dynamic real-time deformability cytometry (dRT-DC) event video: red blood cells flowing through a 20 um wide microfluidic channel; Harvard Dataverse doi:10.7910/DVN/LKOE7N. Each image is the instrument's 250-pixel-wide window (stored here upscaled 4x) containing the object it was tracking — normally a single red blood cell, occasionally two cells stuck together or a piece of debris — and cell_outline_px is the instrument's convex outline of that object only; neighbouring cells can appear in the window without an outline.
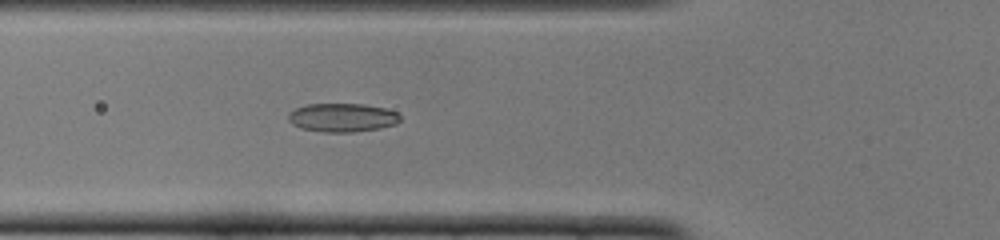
{"species": "common noctule bat (a hibernating species)", "species_latin": "Nyctalus noctula", "temperature_condition": "cold", "stored_images_in_passage": 42, "camera_frame_rate_fps": 3000, "um_per_image_px": 0.085, "animal": {"sex": "female", "body_mass_g": 22.0, "forearm_length_mm": 56.7}, "frame": {"image": 1, "passage_image": 9, "time_ms": 2.667, "image_size_px": [1000, 240], "cell_outline_px": [[400, 120], [396, 124], [380, 128], [352, 132], [324, 132], [300, 128], [292, 124], [288, 120], [288, 112], [296, 108], [308, 104], [364, 104], [384, 108], [396, 112], [400, 116]], "centroid_in_image_um": [29.07, 9.99], "position_along_channel_um": 96.7, "area_um2": 18.67}}
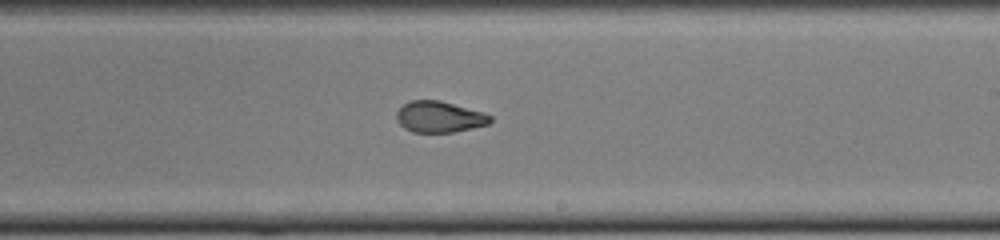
{"frame": {"image": 2, "passage_image": 21, "time_ms": 6.667, "image_size_px": [1000, 240], "cell_outline_px": [[492, 120], [488, 124], [472, 128], [452, 132], [412, 132], [404, 128], [396, 120], [396, 112], [404, 104], [412, 100], [440, 100], [484, 112], [492, 116]], "centroid_in_image_um": [37.35, 9.93], "position_along_channel_um": 251.7, "area_um2": 17.05}}
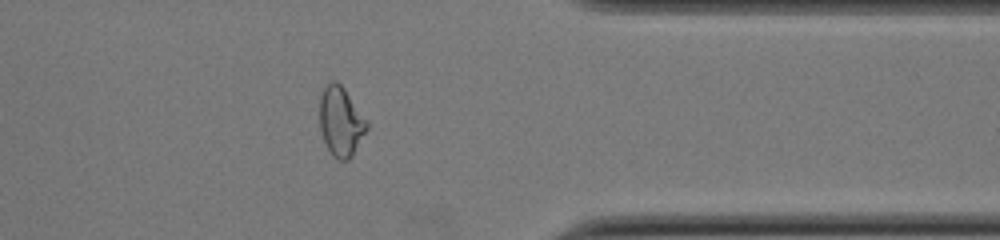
{"frame": {"image": 3, "passage_image": 32, "time_ms": 10.333, "image_size_px": [1000, 240], "cell_outline_px": [[368, 128], [352, 156], [348, 160], [340, 160], [332, 156], [320, 132], [320, 96], [324, 88], [332, 80], [336, 80], [344, 88], [368, 124]], "centroid_in_image_um": [28.95, 10.34], "position_along_channel_um": 382.5, "area_um2": 18.79}, "authors_computed_cell_mechanics": {"area_um2": 18.3226, "velocity_mm_per_s": 3.8853, "shape_relaxation_time_tau1_ms": null, "shape_relaxation_time_tau2_ms": 1.6794, "deformation_change_tau1": null, "deformation_change_tau2": 0.077}}